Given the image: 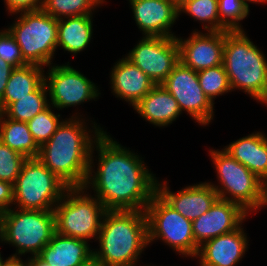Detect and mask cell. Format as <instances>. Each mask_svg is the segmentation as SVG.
<instances>
[{"instance_id":"1","label":"cell","mask_w":267,"mask_h":266,"mask_svg":"<svg viewBox=\"0 0 267 266\" xmlns=\"http://www.w3.org/2000/svg\"><path fill=\"white\" fill-rule=\"evenodd\" d=\"M94 149L98 152L96 171L92 169ZM142 160L104 131L93 144L84 188L91 186L107 210L145 211L157 192V179Z\"/></svg>"},{"instance_id":"2","label":"cell","mask_w":267,"mask_h":266,"mask_svg":"<svg viewBox=\"0 0 267 266\" xmlns=\"http://www.w3.org/2000/svg\"><path fill=\"white\" fill-rule=\"evenodd\" d=\"M85 124L83 118L80 120L74 114L63 120L51 138L39 147L37 158L69 188L85 186L93 144L104 132L95 122L92 131Z\"/></svg>"},{"instance_id":"3","label":"cell","mask_w":267,"mask_h":266,"mask_svg":"<svg viewBox=\"0 0 267 266\" xmlns=\"http://www.w3.org/2000/svg\"><path fill=\"white\" fill-rule=\"evenodd\" d=\"M93 251L96 266H136L148 245V223L145 211L107 210Z\"/></svg>"},{"instance_id":"4","label":"cell","mask_w":267,"mask_h":266,"mask_svg":"<svg viewBox=\"0 0 267 266\" xmlns=\"http://www.w3.org/2000/svg\"><path fill=\"white\" fill-rule=\"evenodd\" d=\"M244 30L224 31L223 65L231 90H244L252 98L267 99V59Z\"/></svg>"},{"instance_id":"5","label":"cell","mask_w":267,"mask_h":266,"mask_svg":"<svg viewBox=\"0 0 267 266\" xmlns=\"http://www.w3.org/2000/svg\"><path fill=\"white\" fill-rule=\"evenodd\" d=\"M210 156L220 185L209 184L220 199L234 202L248 213L266 206V184L261 179L223 149H210Z\"/></svg>"},{"instance_id":"6","label":"cell","mask_w":267,"mask_h":266,"mask_svg":"<svg viewBox=\"0 0 267 266\" xmlns=\"http://www.w3.org/2000/svg\"><path fill=\"white\" fill-rule=\"evenodd\" d=\"M55 232L54 211L10 208L0 215V241L16 247L12 257L38 255Z\"/></svg>"},{"instance_id":"7","label":"cell","mask_w":267,"mask_h":266,"mask_svg":"<svg viewBox=\"0 0 267 266\" xmlns=\"http://www.w3.org/2000/svg\"><path fill=\"white\" fill-rule=\"evenodd\" d=\"M84 187L68 188L54 207L56 232L86 241L97 240L107 209L100 200L85 194Z\"/></svg>"},{"instance_id":"8","label":"cell","mask_w":267,"mask_h":266,"mask_svg":"<svg viewBox=\"0 0 267 266\" xmlns=\"http://www.w3.org/2000/svg\"><path fill=\"white\" fill-rule=\"evenodd\" d=\"M68 188L38 158H27L13 185V205L22 210L54 211Z\"/></svg>"},{"instance_id":"9","label":"cell","mask_w":267,"mask_h":266,"mask_svg":"<svg viewBox=\"0 0 267 266\" xmlns=\"http://www.w3.org/2000/svg\"><path fill=\"white\" fill-rule=\"evenodd\" d=\"M7 30L15 38L28 64L42 67L53 64L52 59L57 50L56 18L42 9L20 12L19 18Z\"/></svg>"},{"instance_id":"10","label":"cell","mask_w":267,"mask_h":266,"mask_svg":"<svg viewBox=\"0 0 267 266\" xmlns=\"http://www.w3.org/2000/svg\"><path fill=\"white\" fill-rule=\"evenodd\" d=\"M145 212L149 245L154 240H162L179 255L196 257L199 246L194 240L192 221L173 209L157 192Z\"/></svg>"},{"instance_id":"11","label":"cell","mask_w":267,"mask_h":266,"mask_svg":"<svg viewBox=\"0 0 267 266\" xmlns=\"http://www.w3.org/2000/svg\"><path fill=\"white\" fill-rule=\"evenodd\" d=\"M47 72L44 83L50 97L49 103L59 111L99 97L100 92L96 85L71 67L69 62L67 65H51Z\"/></svg>"},{"instance_id":"12","label":"cell","mask_w":267,"mask_h":266,"mask_svg":"<svg viewBox=\"0 0 267 266\" xmlns=\"http://www.w3.org/2000/svg\"><path fill=\"white\" fill-rule=\"evenodd\" d=\"M162 86L176 99L181 112L186 111L201 126L211 122L214 103L202 91L197 71L179 62Z\"/></svg>"},{"instance_id":"13","label":"cell","mask_w":267,"mask_h":266,"mask_svg":"<svg viewBox=\"0 0 267 266\" xmlns=\"http://www.w3.org/2000/svg\"><path fill=\"white\" fill-rule=\"evenodd\" d=\"M125 57L155 85L162 84L180 62L176 37L144 36Z\"/></svg>"},{"instance_id":"14","label":"cell","mask_w":267,"mask_h":266,"mask_svg":"<svg viewBox=\"0 0 267 266\" xmlns=\"http://www.w3.org/2000/svg\"><path fill=\"white\" fill-rule=\"evenodd\" d=\"M180 62L194 71L223 64L224 31H193L187 39L176 37Z\"/></svg>"},{"instance_id":"15","label":"cell","mask_w":267,"mask_h":266,"mask_svg":"<svg viewBox=\"0 0 267 266\" xmlns=\"http://www.w3.org/2000/svg\"><path fill=\"white\" fill-rule=\"evenodd\" d=\"M248 214L240 205L218 198L206 213L192 221L195 243L200 247L214 237L238 229Z\"/></svg>"},{"instance_id":"16","label":"cell","mask_w":267,"mask_h":266,"mask_svg":"<svg viewBox=\"0 0 267 266\" xmlns=\"http://www.w3.org/2000/svg\"><path fill=\"white\" fill-rule=\"evenodd\" d=\"M134 20L144 36L176 37L172 25L179 17L173 0H129Z\"/></svg>"},{"instance_id":"17","label":"cell","mask_w":267,"mask_h":266,"mask_svg":"<svg viewBox=\"0 0 267 266\" xmlns=\"http://www.w3.org/2000/svg\"><path fill=\"white\" fill-rule=\"evenodd\" d=\"M167 181L157 180V193L183 217L194 221L206 213L219 198L209 182L192 184L177 193L170 191Z\"/></svg>"},{"instance_id":"18","label":"cell","mask_w":267,"mask_h":266,"mask_svg":"<svg viewBox=\"0 0 267 266\" xmlns=\"http://www.w3.org/2000/svg\"><path fill=\"white\" fill-rule=\"evenodd\" d=\"M241 227L204 242L196 255L200 266H236L245 254L249 241Z\"/></svg>"},{"instance_id":"19","label":"cell","mask_w":267,"mask_h":266,"mask_svg":"<svg viewBox=\"0 0 267 266\" xmlns=\"http://www.w3.org/2000/svg\"><path fill=\"white\" fill-rule=\"evenodd\" d=\"M88 241L55 232L38 256L51 266H92L93 251Z\"/></svg>"},{"instance_id":"20","label":"cell","mask_w":267,"mask_h":266,"mask_svg":"<svg viewBox=\"0 0 267 266\" xmlns=\"http://www.w3.org/2000/svg\"><path fill=\"white\" fill-rule=\"evenodd\" d=\"M111 89L114 95L136 105L155 83L126 57L119 59L110 73Z\"/></svg>"},{"instance_id":"21","label":"cell","mask_w":267,"mask_h":266,"mask_svg":"<svg viewBox=\"0 0 267 266\" xmlns=\"http://www.w3.org/2000/svg\"><path fill=\"white\" fill-rule=\"evenodd\" d=\"M224 150L267 184V137L256 132L242 137Z\"/></svg>"},{"instance_id":"22","label":"cell","mask_w":267,"mask_h":266,"mask_svg":"<svg viewBox=\"0 0 267 266\" xmlns=\"http://www.w3.org/2000/svg\"><path fill=\"white\" fill-rule=\"evenodd\" d=\"M133 107L142 118L159 127L168 126L182 113L176 99L162 84L155 85Z\"/></svg>"},{"instance_id":"23","label":"cell","mask_w":267,"mask_h":266,"mask_svg":"<svg viewBox=\"0 0 267 266\" xmlns=\"http://www.w3.org/2000/svg\"><path fill=\"white\" fill-rule=\"evenodd\" d=\"M92 15L93 14L59 19L57 48L61 47L74 55L83 51L92 39Z\"/></svg>"},{"instance_id":"24","label":"cell","mask_w":267,"mask_h":266,"mask_svg":"<svg viewBox=\"0 0 267 266\" xmlns=\"http://www.w3.org/2000/svg\"><path fill=\"white\" fill-rule=\"evenodd\" d=\"M44 75V67L39 65L28 64L15 68L0 101V112H3L11 103L34 92L44 82Z\"/></svg>"},{"instance_id":"25","label":"cell","mask_w":267,"mask_h":266,"mask_svg":"<svg viewBox=\"0 0 267 266\" xmlns=\"http://www.w3.org/2000/svg\"><path fill=\"white\" fill-rule=\"evenodd\" d=\"M0 141L26 158H37L39 146L34 141L27 122L14 121L0 112Z\"/></svg>"},{"instance_id":"26","label":"cell","mask_w":267,"mask_h":266,"mask_svg":"<svg viewBox=\"0 0 267 266\" xmlns=\"http://www.w3.org/2000/svg\"><path fill=\"white\" fill-rule=\"evenodd\" d=\"M43 82L34 92L11 103L2 113L14 121L28 122L50 105Z\"/></svg>"},{"instance_id":"27","label":"cell","mask_w":267,"mask_h":266,"mask_svg":"<svg viewBox=\"0 0 267 266\" xmlns=\"http://www.w3.org/2000/svg\"><path fill=\"white\" fill-rule=\"evenodd\" d=\"M178 12L204 23L202 27L207 31H229L219 20L218 0H186L178 7Z\"/></svg>"},{"instance_id":"28","label":"cell","mask_w":267,"mask_h":266,"mask_svg":"<svg viewBox=\"0 0 267 266\" xmlns=\"http://www.w3.org/2000/svg\"><path fill=\"white\" fill-rule=\"evenodd\" d=\"M104 2L105 0H44L41 9L59 20L66 17L90 15Z\"/></svg>"},{"instance_id":"29","label":"cell","mask_w":267,"mask_h":266,"mask_svg":"<svg viewBox=\"0 0 267 266\" xmlns=\"http://www.w3.org/2000/svg\"><path fill=\"white\" fill-rule=\"evenodd\" d=\"M197 74L202 91L212 103H214L216 96L232 91L223 64L200 70Z\"/></svg>"},{"instance_id":"30","label":"cell","mask_w":267,"mask_h":266,"mask_svg":"<svg viewBox=\"0 0 267 266\" xmlns=\"http://www.w3.org/2000/svg\"><path fill=\"white\" fill-rule=\"evenodd\" d=\"M52 109L54 108L53 106L51 108L50 104L27 122L32 137L39 147L51 138L63 121H60V114H54Z\"/></svg>"},{"instance_id":"31","label":"cell","mask_w":267,"mask_h":266,"mask_svg":"<svg viewBox=\"0 0 267 266\" xmlns=\"http://www.w3.org/2000/svg\"><path fill=\"white\" fill-rule=\"evenodd\" d=\"M249 11L243 0H218L219 20L229 31L243 30L240 21Z\"/></svg>"},{"instance_id":"32","label":"cell","mask_w":267,"mask_h":266,"mask_svg":"<svg viewBox=\"0 0 267 266\" xmlns=\"http://www.w3.org/2000/svg\"><path fill=\"white\" fill-rule=\"evenodd\" d=\"M26 159L0 141V180L14 185Z\"/></svg>"},{"instance_id":"33","label":"cell","mask_w":267,"mask_h":266,"mask_svg":"<svg viewBox=\"0 0 267 266\" xmlns=\"http://www.w3.org/2000/svg\"><path fill=\"white\" fill-rule=\"evenodd\" d=\"M0 57L15 68L28 65L15 38L7 29L0 31Z\"/></svg>"},{"instance_id":"34","label":"cell","mask_w":267,"mask_h":266,"mask_svg":"<svg viewBox=\"0 0 267 266\" xmlns=\"http://www.w3.org/2000/svg\"><path fill=\"white\" fill-rule=\"evenodd\" d=\"M44 0H4L11 15L20 12L37 11L42 8Z\"/></svg>"},{"instance_id":"35","label":"cell","mask_w":267,"mask_h":266,"mask_svg":"<svg viewBox=\"0 0 267 266\" xmlns=\"http://www.w3.org/2000/svg\"><path fill=\"white\" fill-rule=\"evenodd\" d=\"M14 201L13 184L0 180V215L10 209Z\"/></svg>"},{"instance_id":"36","label":"cell","mask_w":267,"mask_h":266,"mask_svg":"<svg viewBox=\"0 0 267 266\" xmlns=\"http://www.w3.org/2000/svg\"><path fill=\"white\" fill-rule=\"evenodd\" d=\"M14 69L15 67H13L0 57V101L3 98L5 87Z\"/></svg>"},{"instance_id":"37","label":"cell","mask_w":267,"mask_h":266,"mask_svg":"<svg viewBox=\"0 0 267 266\" xmlns=\"http://www.w3.org/2000/svg\"><path fill=\"white\" fill-rule=\"evenodd\" d=\"M20 257H8L2 266H28L27 262Z\"/></svg>"},{"instance_id":"38","label":"cell","mask_w":267,"mask_h":266,"mask_svg":"<svg viewBox=\"0 0 267 266\" xmlns=\"http://www.w3.org/2000/svg\"><path fill=\"white\" fill-rule=\"evenodd\" d=\"M28 266H51L43 261L38 255L28 257L27 261Z\"/></svg>"},{"instance_id":"39","label":"cell","mask_w":267,"mask_h":266,"mask_svg":"<svg viewBox=\"0 0 267 266\" xmlns=\"http://www.w3.org/2000/svg\"><path fill=\"white\" fill-rule=\"evenodd\" d=\"M243 2L245 3V5L249 8V4L247 2H253V3H263L265 4L267 2V0H243Z\"/></svg>"},{"instance_id":"40","label":"cell","mask_w":267,"mask_h":266,"mask_svg":"<svg viewBox=\"0 0 267 266\" xmlns=\"http://www.w3.org/2000/svg\"><path fill=\"white\" fill-rule=\"evenodd\" d=\"M175 4L179 7L181 4H183L186 0H173Z\"/></svg>"},{"instance_id":"41","label":"cell","mask_w":267,"mask_h":266,"mask_svg":"<svg viewBox=\"0 0 267 266\" xmlns=\"http://www.w3.org/2000/svg\"><path fill=\"white\" fill-rule=\"evenodd\" d=\"M6 260H3L2 257H1V252H0V266H2L4 264Z\"/></svg>"}]
</instances>
